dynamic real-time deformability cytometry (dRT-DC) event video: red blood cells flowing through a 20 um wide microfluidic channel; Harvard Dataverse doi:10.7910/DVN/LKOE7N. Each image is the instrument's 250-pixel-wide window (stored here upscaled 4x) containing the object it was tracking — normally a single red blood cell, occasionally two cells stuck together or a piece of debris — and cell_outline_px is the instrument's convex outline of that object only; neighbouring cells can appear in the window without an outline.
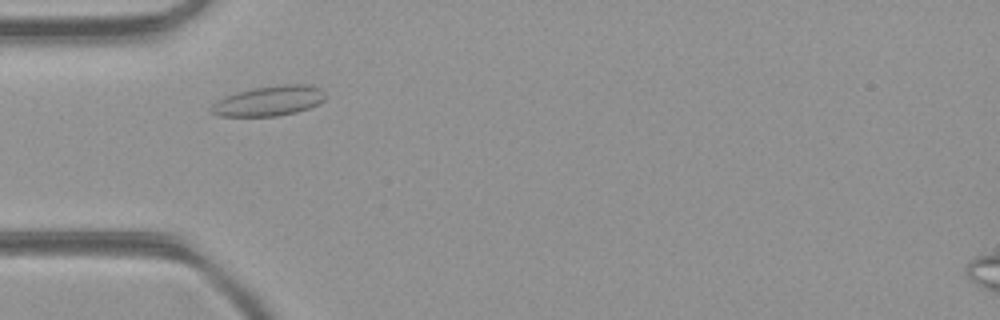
{"species": "common noctule bat (a hibernating species)", "species_latin": "Nyctalus noctula", "temperature_condition": "room temperature", "stored_images_in_passage": 34, "camera_frame_rate_fps": 3000, "um_per_image_px": 0.085, "animal": {"sex": "female", "body_mass_g": 21.9}, "frame": {"image": 1, "passage_image": 1, "time_ms": 0.0, "image_size_px": [1000, 320], "cell_outline_px": [[328, 96], [320, 104], [296, 112], [276, 116], [220, 116], [212, 112], [208, 108], [216, 100], [236, 92], [252, 88], [280, 84], [312, 84], [320, 88]], "centroid_in_image_um": [22.9, 8.56], "position_along_channel_um": 62.1, "area_um2": 20.29}}
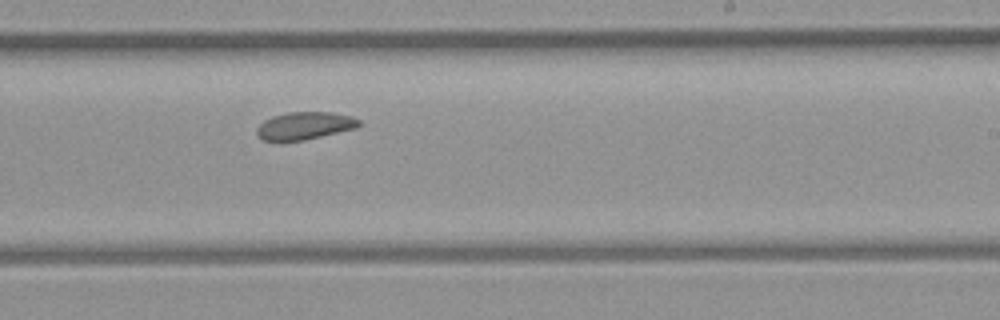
{"frame": {"image": 2, "passage_image": 15, "time_ms": 4.667, "image_size_px": [1000, 320], "cell_outline_px": [[360, 124], [356, 128], [304, 140], [264, 140], [256, 132], [256, 128], [264, 120], [272, 116], [288, 112], [332, 112], [352, 116], [360, 120]], "centroid_in_image_um": [25.91, 10.67], "position_along_channel_um": 263.1, "area_um2": 16.24}}
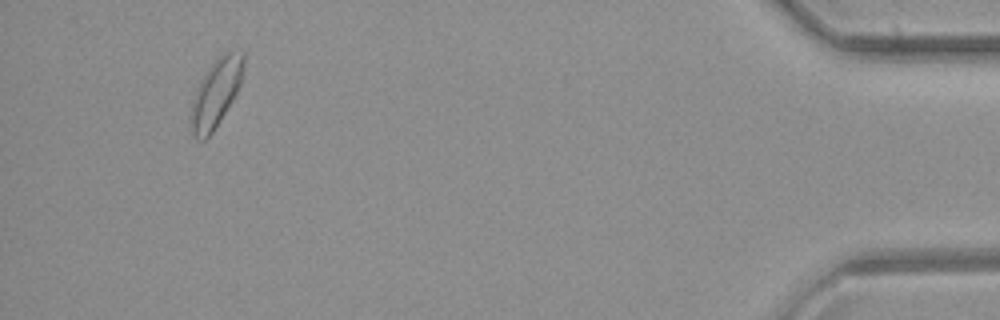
{"frame": {"image": 3, "passage_image": 31, "time_ms": 10.0, "image_size_px": [1000, 320], "cell_outline_px": [[244, 68], [240, 84], [232, 100], [220, 120], [212, 132], [204, 140], [200, 140], [192, 132], [188, 120], [192, 100], [200, 80], [208, 68], [228, 48], [244, 52]], "centroid_in_image_um": [18.34, 7.87], "position_along_channel_um": 416.9, "area_um2": 20.92}, "authors_computed_cell_mechanics": {"area_um2": 17.2244, "velocity_mm_per_s": 4.3367, "shape_relaxation_time_tau1_ms": null, "shape_relaxation_time_tau2_ms": 3.2044, "deformation_change_tau1": null, "deformation_change_tau2": 0.0764}}